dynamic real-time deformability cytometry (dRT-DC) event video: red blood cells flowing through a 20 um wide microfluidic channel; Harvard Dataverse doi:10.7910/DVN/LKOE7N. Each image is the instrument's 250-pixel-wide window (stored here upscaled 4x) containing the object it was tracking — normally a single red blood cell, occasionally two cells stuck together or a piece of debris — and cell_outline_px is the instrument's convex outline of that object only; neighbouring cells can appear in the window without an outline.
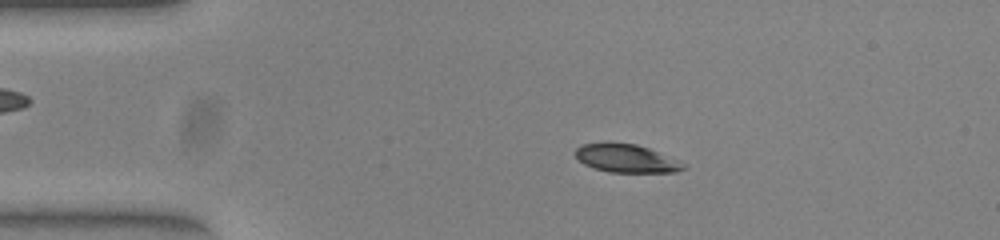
{"species": "common noctule bat (a hibernating species)", "species_latin": "Nyctalus noctula", "temperature_condition": "warm", "stored_images_in_passage": 50, "camera_frame_rate_fps": 3000, "um_per_image_px": 0.085, "animal": {"sex": "female", "body_mass_g": 23.0, "forearm_length_mm": 53.4}, "frame": {"image": 1, "passage_image": 8, "time_ms": 2.333, "image_size_px": [1000, 240], "cell_outline_px": [[688, 168], [676, 172], [608, 172], [584, 164], [576, 156], [576, 148], [580, 144], [608, 140], [636, 144], [648, 148], [680, 160]], "centroid_in_image_um": [53.23, 13.43], "position_along_channel_um": 31.8, "area_um2": 18.21}}
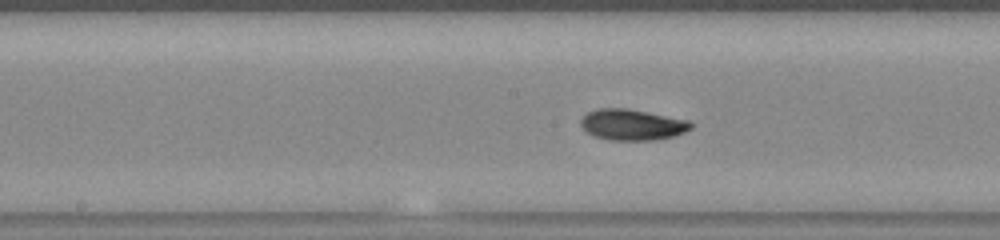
{"frame": {"image": 2, "passage_image": 24, "time_ms": 7.667, "image_size_px": [1000, 240], "cell_outline_px": [[692, 128], [684, 132], [672, 136], [652, 140], [612, 140], [596, 136], [588, 132], [580, 124], [580, 120], [588, 112], [596, 108], [628, 108], [688, 120], [692, 124]], "centroid_in_image_um": [53.73, 10.58], "position_along_channel_um": 194.5, "area_um2": 19.65}}
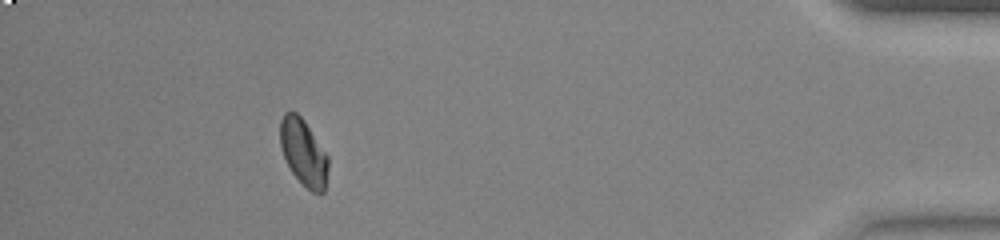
{"frame": {"image": 3, "passage_image": 45, "time_ms": 14.667, "image_size_px": [1000, 240], "cell_outline_px": [[328, 168], [324, 192], [320, 196], [312, 192], [292, 172], [284, 156], [280, 144], [280, 120], [284, 112], [296, 112], [304, 120], [328, 156]], "centroid_in_image_um": [25.8, 12.96], "position_along_channel_um": 409.4, "area_um2": 18.44}, "authors_computed_cell_mechanics": {"area_um2": 18.8139, "velocity_mm_per_s": 3.9243, "shape_relaxation_time_tau1_ms": 3.8104, "shape_relaxation_time_tau2_ms": 2.3864, "deformation_change_tau1": 0.144, "deformation_change_tau2": 0.0521}}